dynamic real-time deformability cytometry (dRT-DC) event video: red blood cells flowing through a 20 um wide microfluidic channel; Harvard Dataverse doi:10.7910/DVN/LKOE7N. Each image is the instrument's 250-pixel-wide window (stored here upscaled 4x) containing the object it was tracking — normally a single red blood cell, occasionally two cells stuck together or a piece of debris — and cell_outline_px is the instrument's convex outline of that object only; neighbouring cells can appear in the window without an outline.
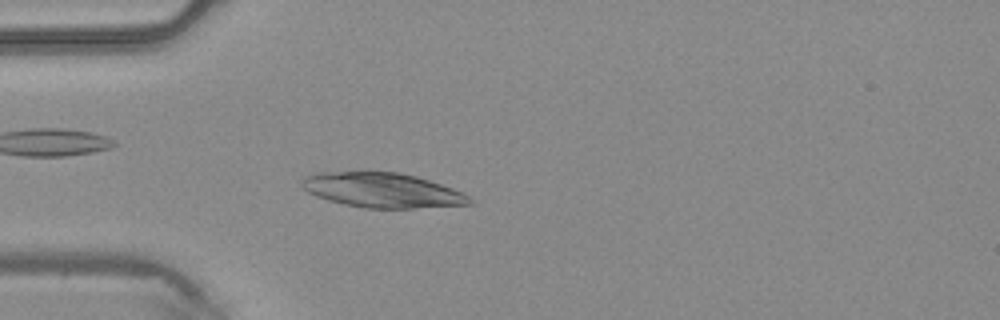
{"species": "common noctule bat (a hibernating species)", "species_latin": "Nyctalus noctula", "temperature_condition": "warm", "stored_images_in_passage": 43, "camera_frame_rate_fps": 3000, "um_per_image_px": 0.085, "animal": {"sex": "male", "body_mass_g": 20.4}, "frame": {"image": 1, "passage_image": 10, "time_ms": 3.0, "image_size_px": [1000, 320], "cell_outline_px": [[476, 200], [472, 204], [412, 208], [364, 208], [344, 204], [328, 200], [316, 196], [308, 192], [300, 184], [300, 180], [304, 176], [320, 172], [364, 168], [400, 172], [416, 176], [464, 192]], "centroid_in_image_um": [32.45, 16.11], "position_along_channel_um": 52.5, "area_um2": 35.2}}
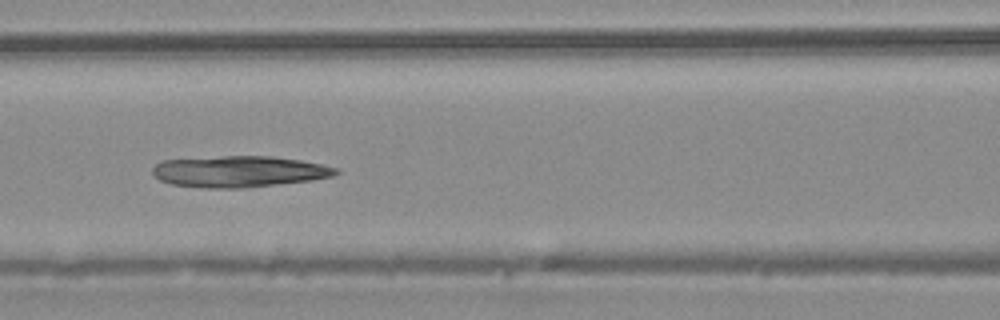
{"frame": {"image": 2, "passage_image": 17, "time_ms": 5.333, "image_size_px": [1000, 320], "cell_outline_px": [[340, 172], [332, 176], [312, 180], [244, 188], [200, 188], [172, 184], [160, 180], [152, 172], [152, 168], [156, 164], [164, 160], [224, 156], [272, 156], [300, 160], [340, 168]], "centroid_in_image_um": [20.34, 14.58], "position_along_channel_um": 146.3, "area_um2": 33.41}}
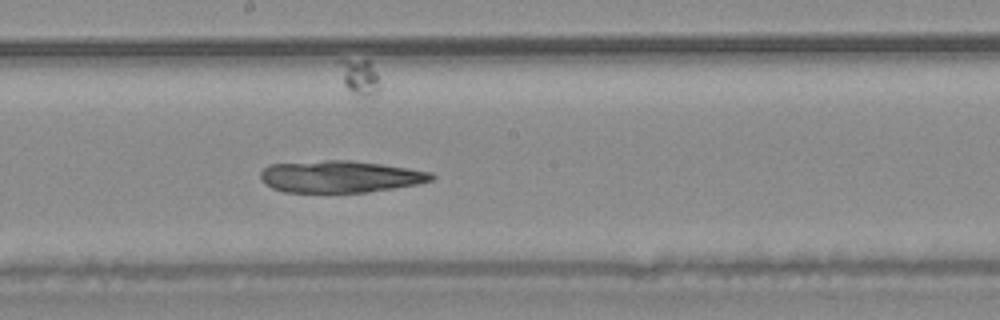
{"frame": {"image": 3, "passage_image": 22, "time_ms": 7.0, "image_size_px": [1000, 320], "cell_outline_px": [[436, 176], [432, 180], [416, 184], [368, 192], [284, 192], [272, 188], [264, 184], [260, 180], [260, 172], [268, 164], [324, 160], [348, 160], [380, 164], [408, 168], [432, 172]], "centroid_in_image_um": [28.86, 15.01], "position_along_channel_um": 219.3, "area_um2": 31.85}}